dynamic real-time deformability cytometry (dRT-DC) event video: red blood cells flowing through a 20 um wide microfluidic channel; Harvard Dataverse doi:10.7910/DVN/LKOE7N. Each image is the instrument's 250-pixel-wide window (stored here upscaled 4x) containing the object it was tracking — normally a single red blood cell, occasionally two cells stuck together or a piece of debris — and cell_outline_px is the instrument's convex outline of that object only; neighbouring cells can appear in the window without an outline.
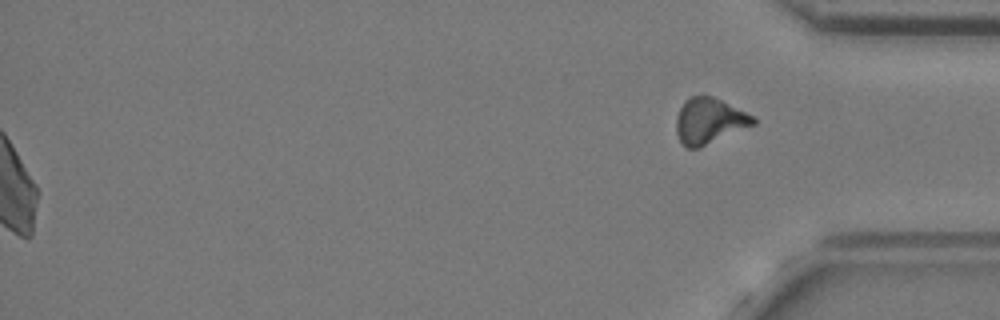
{"species": "common noctule bat (a hibernating species)", "species_latin": "Nyctalus noctula", "temperature_condition": "cold", "stored_images_in_passage": 52, "camera_frame_rate_fps": 3000, "um_per_image_px": 0.085, "animal": {"sex": "female", "body_mass_g": 24.6, "forearm_length_mm": 56.2}, "frame": {"image": 1, "passage_image": 52, "time_ms": 17.0, "image_size_px": [1000, 320], "cell_outline_px": [[756, 124], [700, 148], [688, 148], [680, 140], [676, 132], [676, 116], [684, 100], [688, 96], [704, 92], [756, 116]], "centroid_in_image_um": [60.29, 10.23], "position_along_channel_um": 374.9, "area_um2": 21.1}}